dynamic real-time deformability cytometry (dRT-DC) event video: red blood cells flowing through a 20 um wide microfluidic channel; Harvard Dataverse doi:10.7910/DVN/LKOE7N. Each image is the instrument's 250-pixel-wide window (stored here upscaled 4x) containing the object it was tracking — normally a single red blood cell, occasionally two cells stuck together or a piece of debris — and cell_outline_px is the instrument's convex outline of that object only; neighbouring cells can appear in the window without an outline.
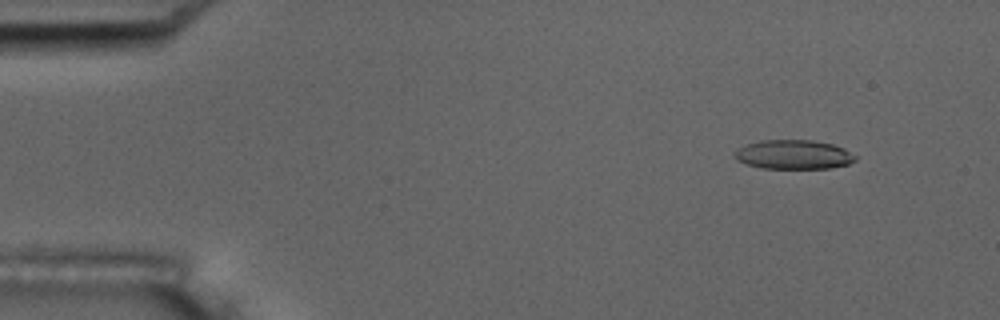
{"species": "common noctule bat (a hibernating species)", "species_latin": "Nyctalus noctula", "temperature_condition": "room temperature", "stored_images_in_passage": 53, "camera_frame_rate_fps": 3000, "um_per_image_px": 0.085, "animal": {"sex": "male", "body_mass_g": 17.5, "forearm_length_mm": 52.3}, "frame": {"image": 1, "passage_image": 3, "time_ms": 0.667, "image_size_px": [1000, 320], "cell_outline_px": [[856, 160], [848, 164], [828, 168], [760, 168], [736, 160], [736, 148], [760, 140], [812, 140], [832, 144], [844, 148], [856, 156]], "centroid_in_image_um": [67.46, 13.13], "position_along_channel_um": 17.5, "area_um2": 20.4}}
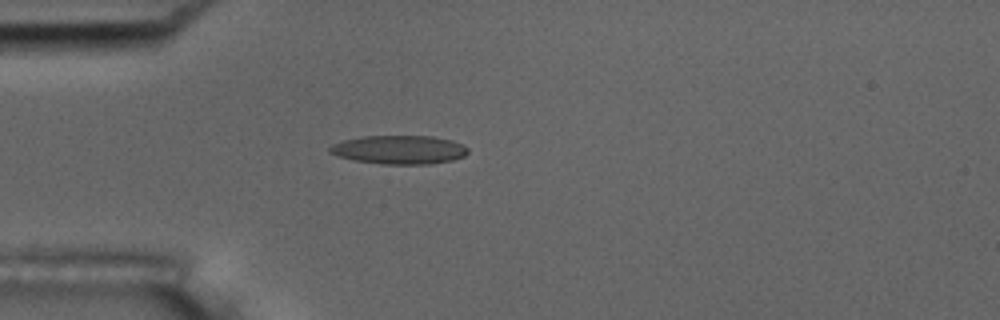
{"frame": {"image": 2, "passage_image": 13, "time_ms": 4.0, "image_size_px": [1000, 320], "cell_outline_px": [[468, 152], [464, 156], [452, 160], [428, 164], [380, 164], [352, 160], [336, 156], [328, 152], [328, 148], [332, 144], [344, 140], [360, 136], [432, 136], [452, 140], [468, 148]], "centroid_in_image_um": [33.88, 12.73], "position_along_channel_um": 51.1, "area_um2": 23.24}}
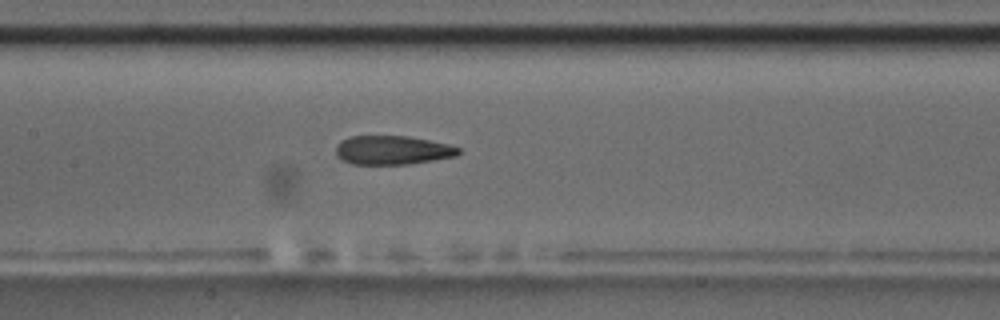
{"frame": {"image": 3, "passage_image": 24, "time_ms": 7.667, "image_size_px": [1000, 320], "cell_outline_px": [[460, 152], [456, 156], [408, 164], [352, 164], [344, 160], [336, 152], [336, 144], [340, 140], [348, 136], [408, 136], [448, 144], [460, 148]], "centroid_in_image_um": [33.35, 12.75], "position_along_channel_um": 174.1, "area_um2": 20.52}, "authors_computed_cell_mechanics": {"area_um2": 21.5594, "velocity_mm_per_s": 3.625, "shape_relaxation_time_tau1_ms": null, "shape_relaxation_time_tau2_ms": 2.4489, "deformation_change_tau1": null, "deformation_change_tau2": 0.1141}}